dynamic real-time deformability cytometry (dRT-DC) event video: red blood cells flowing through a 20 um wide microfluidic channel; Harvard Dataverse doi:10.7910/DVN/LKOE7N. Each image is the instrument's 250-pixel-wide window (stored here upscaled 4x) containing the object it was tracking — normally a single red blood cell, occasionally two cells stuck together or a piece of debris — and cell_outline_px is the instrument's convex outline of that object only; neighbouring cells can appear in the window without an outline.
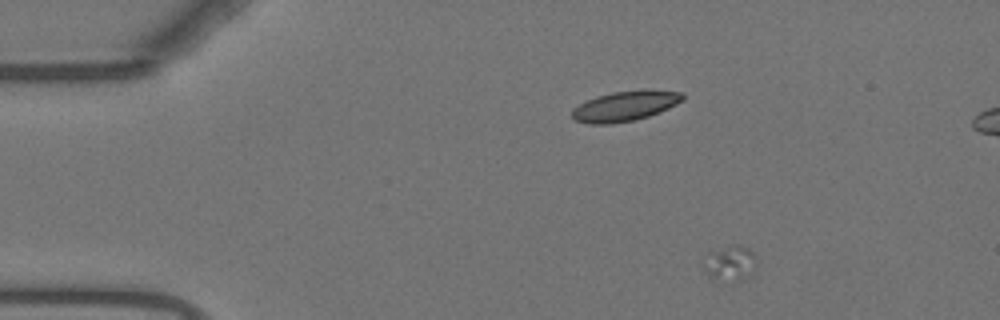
{"species": "Egyptian fruit bat (a non-hibernating species)", "species_latin": "Rousettus aegyptiacus", "temperature_condition": "warm", "stored_images_in_passage": 17, "camera_frame_rate_fps": 3000, "um_per_image_px": 0.085, "animal": {"sex": "female"}, "frame": {"image": 1, "passage_image": 6, "time_ms": 1.667, "image_size_px": [1000, 320], "cell_outline_px": [[756, 268], [748, 276], [740, 280], [712, 280], [704, 272], [704, 264], [712, 252], [736, 244], [748, 248], [752, 252], [756, 260]], "centroid_in_image_um": [62.08, 22.41], "position_along_channel_um": 22.9, "area_um2": 10.52}}